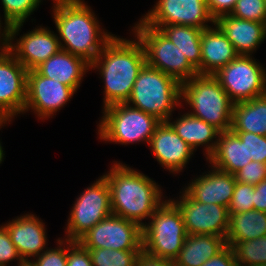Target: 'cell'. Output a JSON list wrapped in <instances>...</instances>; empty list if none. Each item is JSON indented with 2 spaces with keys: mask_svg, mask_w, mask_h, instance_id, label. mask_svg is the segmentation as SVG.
<instances>
[{
  "mask_svg": "<svg viewBox=\"0 0 266 266\" xmlns=\"http://www.w3.org/2000/svg\"><path fill=\"white\" fill-rule=\"evenodd\" d=\"M142 227V251L163 259L174 260L187 237V231L178 207L165 200Z\"/></svg>",
  "mask_w": 266,
  "mask_h": 266,
  "instance_id": "cell-6",
  "label": "cell"
},
{
  "mask_svg": "<svg viewBox=\"0 0 266 266\" xmlns=\"http://www.w3.org/2000/svg\"><path fill=\"white\" fill-rule=\"evenodd\" d=\"M55 4H59V3H65L71 0H53Z\"/></svg>",
  "mask_w": 266,
  "mask_h": 266,
  "instance_id": "cell-46",
  "label": "cell"
},
{
  "mask_svg": "<svg viewBox=\"0 0 266 266\" xmlns=\"http://www.w3.org/2000/svg\"><path fill=\"white\" fill-rule=\"evenodd\" d=\"M181 83L147 64L140 70L127 104L167 122L181 104ZM132 103V104H130ZM134 105V106H133Z\"/></svg>",
  "mask_w": 266,
  "mask_h": 266,
  "instance_id": "cell-4",
  "label": "cell"
},
{
  "mask_svg": "<svg viewBox=\"0 0 266 266\" xmlns=\"http://www.w3.org/2000/svg\"><path fill=\"white\" fill-rule=\"evenodd\" d=\"M254 186L237 182L233 197L228 206V213H242L254 209Z\"/></svg>",
  "mask_w": 266,
  "mask_h": 266,
  "instance_id": "cell-34",
  "label": "cell"
},
{
  "mask_svg": "<svg viewBox=\"0 0 266 266\" xmlns=\"http://www.w3.org/2000/svg\"><path fill=\"white\" fill-rule=\"evenodd\" d=\"M67 266H93L90 252L78 241L68 240Z\"/></svg>",
  "mask_w": 266,
  "mask_h": 266,
  "instance_id": "cell-37",
  "label": "cell"
},
{
  "mask_svg": "<svg viewBox=\"0 0 266 266\" xmlns=\"http://www.w3.org/2000/svg\"><path fill=\"white\" fill-rule=\"evenodd\" d=\"M85 3L71 0L54 4L52 9L61 49L91 64L114 36L102 31L94 12Z\"/></svg>",
  "mask_w": 266,
  "mask_h": 266,
  "instance_id": "cell-3",
  "label": "cell"
},
{
  "mask_svg": "<svg viewBox=\"0 0 266 266\" xmlns=\"http://www.w3.org/2000/svg\"><path fill=\"white\" fill-rule=\"evenodd\" d=\"M210 15L216 20L222 15L231 14L238 0H206Z\"/></svg>",
  "mask_w": 266,
  "mask_h": 266,
  "instance_id": "cell-39",
  "label": "cell"
},
{
  "mask_svg": "<svg viewBox=\"0 0 266 266\" xmlns=\"http://www.w3.org/2000/svg\"><path fill=\"white\" fill-rule=\"evenodd\" d=\"M103 118L98 126L99 138L122 145L143 142L149 144L157 126L161 123L127 103H116L103 108Z\"/></svg>",
  "mask_w": 266,
  "mask_h": 266,
  "instance_id": "cell-7",
  "label": "cell"
},
{
  "mask_svg": "<svg viewBox=\"0 0 266 266\" xmlns=\"http://www.w3.org/2000/svg\"><path fill=\"white\" fill-rule=\"evenodd\" d=\"M180 199H170L180 210L187 234L226 237L229 228L228 208L195 201L185 190Z\"/></svg>",
  "mask_w": 266,
  "mask_h": 266,
  "instance_id": "cell-12",
  "label": "cell"
},
{
  "mask_svg": "<svg viewBox=\"0 0 266 266\" xmlns=\"http://www.w3.org/2000/svg\"><path fill=\"white\" fill-rule=\"evenodd\" d=\"M27 72L9 51L0 52V119L24 113Z\"/></svg>",
  "mask_w": 266,
  "mask_h": 266,
  "instance_id": "cell-15",
  "label": "cell"
},
{
  "mask_svg": "<svg viewBox=\"0 0 266 266\" xmlns=\"http://www.w3.org/2000/svg\"><path fill=\"white\" fill-rule=\"evenodd\" d=\"M159 29L201 75V28L185 25H148Z\"/></svg>",
  "mask_w": 266,
  "mask_h": 266,
  "instance_id": "cell-27",
  "label": "cell"
},
{
  "mask_svg": "<svg viewBox=\"0 0 266 266\" xmlns=\"http://www.w3.org/2000/svg\"><path fill=\"white\" fill-rule=\"evenodd\" d=\"M58 34L48 28L38 26L10 42L9 52L29 71L34 70L60 49Z\"/></svg>",
  "mask_w": 266,
  "mask_h": 266,
  "instance_id": "cell-16",
  "label": "cell"
},
{
  "mask_svg": "<svg viewBox=\"0 0 266 266\" xmlns=\"http://www.w3.org/2000/svg\"><path fill=\"white\" fill-rule=\"evenodd\" d=\"M212 167L235 174L246 161L245 142L231 130L220 132L214 152L207 158Z\"/></svg>",
  "mask_w": 266,
  "mask_h": 266,
  "instance_id": "cell-25",
  "label": "cell"
},
{
  "mask_svg": "<svg viewBox=\"0 0 266 266\" xmlns=\"http://www.w3.org/2000/svg\"><path fill=\"white\" fill-rule=\"evenodd\" d=\"M237 266H259L266 264V236L231 245Z\"/></svg>",
  "mask_w": 266,
  "mask_h": 266,
  "instance_id": "cell-30",
  "label": "cell"
},
{
  "mask_svg": "<svg viewBox=\"0 0 266 266\" xmlns=\"http://www.w3.org/2000/svg\"><path fill=\"white\" fill-rule=\"evenodd\" d=\"M245 142L246 161H257L266 164V136L251 132H234Z\"/></svg>",
  "mask_w": 266,
  "mask_h": 266,
  "instance_id": "cell-33",
  "label": "cell"
},
{
  "mask_svg": "<svg viewBox=\"0 0 266 266\" xmlns=\"http://www.w3.org/2000/svg\"><path fill=\"white\" fill-rule=\"evenodd\" d=\"M103 176L110 188L112 215L143 227L142 220L150 218L164 202L161 188L155 181L120 162H115Z\"/></svg>",
  "mask_w": 266,
  "mask_h": 266,
  "instance_id": "cell-2",
  "label": "cell"
},
{
  "mask_svg": "<svg viewBox=\"0 0 266 266\" xmlns=\"http://www.w3.org/2000/svg\"><path fill=\"white\" fill-rule=\"evenodd\" d=\"M4 11V25H10V42L18 35L23 23L42 0H1Z\"/></svg>",
  "mask_w": 266,
  "mask_h": 266,
  "instance_id": "cell-29",
  "label": "cell"
},
{
  "mask_svg": "<svg viewBox=\"0 0 266 266\" xmlns=\"http://www.w3.org/2000/svg\"><path fill=\"white\" fill-rule=\"evenodd\" d=\"M77 241L86 249L142 250V227L123 217L110 215Z\"/></svg>",
  "mask_w": 266,
  "mask_h": 266,
  "instance_id": "cell-11",
  "label": "cell"
},
{
  "mask_svg": "<svg viewBox=\"0 0 266 266\" xmlns=\"http://www.w3.org/2000/svg\"><path fill=\"white\" fill-rule=\"evenodd\" d=\"M181 97L193 108L191 115L220 132L231 130L234 102L213 75L198 74L181 83Z\"/></svg>",
  "mask_w": 266,
  "mask_h": 266,
  "instance_id": "cell-5",
  "label": "cell"
},
{
  "mask_svg": "<svg viewBox=\"0 0 266 266\" xmlns=\"http://www.w3.org/2000/svg\"><path fill=\"white\" fill-rule=\"evenodd\" d=\"M93 266H137L142 250L87 249Z\"/></svg>",
  "mask_w": 266,
  "mask_h": 266,
  "instance_id": "cell-31",
  "label": "cell"
},
{
  "mask_svg": "<svg viewBox=\"0 0 266 266\" xmlns=\"http://www.w3.org/2000/svg\"><path fill=\"white\" fill-rule=\"evenodd\" d=\"M150 12L141 18L146 25H185L210 28L215 24L206 0H158Z\"/></svg>",
  "mask_w": 266,
  "mask_h": 266,
  "instance_id": "cell-13",
  "label": "cell"
},
{
  "mask_svg": "<svg viewBox=\"0 0 266 266\" xmlns=\"http://www.w3.org/2000/svg\"><path fill=\"white\" fill-rule=\"evenodd\" d=\"M266 236V212L255 209L242 213H229L226 245Z\"/></svg>",
  "mask_w": 266,
  "mask_h": 266,
  "instance_id": "cell-28",
  "label": "cell"
},
{
  "mask_svg": "<svg viewBox=\"0 0 266 266\" xmlns=\"http://www.w3.org/2000/svg\"><path fill=\"white\" fill-rule=\"evenodd\" d=\"M137 266H175L174 261L151 256L144 251L140 253Z\"/></svg>",
  "mask_w": 266,
  "mask_h": 266,
  "instance_id": "cell-42",
  "label": "cell"
},
{
  "mask_svg": "<svg viewBox=\"0 0 266 266\" xmlns=\"http://www.w3.org/2000/svg\"><path fill=\"white\" fill-rule=\"evenodd\" d=\"M254 209L266 212V179L254 186Z\"/></svg>",
  "mask_w": 266,
  "mask_h": 266,
  "instance_id": "cell-41",
  "label": "cell"
},
{
  "mask_svg": "<svg viewBox=\"0 0 266 266\" xmlns=\"http://www.w3.org/2000/svg\"><path fill=\"white\" fill-rule=\"evenodd\" d=\"M75 92L57 80L40 75L35 69L29 70L24 113L31 108L38 118H50L71 100Z\"/></svg>",
  "mask_w": 266,
  "mask_h": 266,
  "instance_id": "cell-14",
  "label": "cell"
},
{
  "mask_svg": "<svg viewBox=\"0 0 266 266\" xmlns=\"http://www.w3.org/2000/svg\"><path fill=\"white\" fill-rule=\"evenodd\" d=\"M132 31L143 45L147 65L159 69L180 83L198 75L182 51L159 29L146 25L140 19Z\"/></svg>",
  "mask_w": 266,
  "mask_h": 266,
  "instance_id": "cell-8",
  "label": "cell"
},
{
  "mask_svg": "<svg viewBox=\"0 0 266 266\" xmlns=\"http://www.w3.org/2000/svg\"><path fill=\"white\" fill-rule=\"evenodd\" d=\"M230 15L266 24L265 0H238Z\"/></svg>",
  "mask_w": 266,
  "mask_h": 266,
  "instance_id": "cell-32",
  "label": "cell"
},
{
  "mask_svg": "<svg viewBox=\"0 0 266 266\" xmlns=\"http://www.w3.org/2000/svg\"><path fill=\"white\" fill-rule=\"evenodd\" d=\"M224 237L206 234H188L178 256L173 260L175 266H201L226 247Z\"/></svg>",
  "mask_w": 266,
  "mask_h": 266,
  "instance_id": "cell-24",
  "label": "cell"
},
{
  "mask_svg": "<svg viewBox=\"0 0 266 266\" xmlns=\"http://www.w3.org/2000/svg\"><path fill=\"white\" fill-rule=\"evenodd\" d=\"M215 24L226 35L239 55H252L266 39V24L222 15Z\"/></svg>",
  "mask_w": 266,
  "mask_h": 266,
  "instance_id": "cell-20",
  "label": "cell"
},
{
  "mask_svg": "<svg viewBox=\"0 0 266 266\" xmlns=\"http://www.w3.org/2000/svg\"><path fill=\"white\" fill-rule=\"evenodd\" d=\"M175 132L194 150L205 147L206 159L214 152L220 131L213 125L206 123L190 113L183 114L177 120L167 121ZM215 139V141H214Z\"/></svg>",
  "mask_w": 266,
  "mask_h": 266,
  "instance_id": "cell-23",
  "label": "cell"
},
{
  "mask_svg": "<svg viewBox=\"0 0 266 266\" xmlns=\"http://www.w3.org/2000/svg\"><path fill=\"white\" fill-rule=\"evenodd\" d=\"M11 120H8V119H1L0 120V128H2V126H4V125H6L5 123H9ZM4 124V125H3ZM4 150H3V148H2V146H1V142H0V164H1V162L3 161V157H4V152H3Z\"/></svg>",
  "mask_w": 266,
  "mask_h": 266,
  "instance_id": "cell-44",
  "label": "cell"
},
{
  "mask_svg": "<svg viewBox=\"0 0 266 266\" xmlns=\"http://www.w3.org/2000/svg\"><path fill=\"white\" fill-rule=\"evenodd\" d=\"M206 175L192 180L184 190L195 200L202 203L229 206L233 197L236 178L234 174L227 173L215 167Z\"/></svg>",
  "mask_w": 266,
  "mask_h": 266,
  "instance_id": "cell-19",
  "label": "cell"
},
{
  "mask_svg": "<svg viewBox=\"0 0 266 266\" xmlns=\"http://www.w3.org/2000/svg\"><path fill=\"white\" fill-rule=\"evenodd\" d=\"M231 131L266 136V94L234 103Z\"/></svg>",
  "mask_w": 266,
  "mask_h": 266,
  "instance_id": "cell-26",
  "label": "cell"
},
{
  "mask_svg": "<svg viewBox=\"0 0 266 266\" xmlns=\"http://www.w3.org/2000/svg\"><path fill=\"white\" fill-rule=\"evenodd\" d=\"M0 266H7L13 260L22 259L12 243L8 231L4 225H0Z\"/></svg>",
  "mask_w": 266,
  "mask_h": 266,
  "instance_id": "cell-38",
  "label": "cell"
},
{
  "mask_svg": "<svg viewBox=\"0 0 266 266\" xmlns=\"http://www.w3.org/2000/svg\"><path fill=\"white\" fill-rule=\"evenodd\" d=\"M148 145L159 164L174 174L186 167L194 152L168 122L157 126Z\"/></svg>",
  "mask_w": 266,
  "mask_h": 266,
  "instance_id": "cell-17",
  "label": "cell"
},
{
  "mask_svg": "<svg viewBox=\"0 0 266 266\" xmlns=\"http://www.w3.org/2000/svg\"><path fill=\"white\" fill-rule=\"evenodd\" d=\"M17 264V266H36L34 260L31 261L29 259H21Z\"/></svg>",
  "mask_w": 266,
  "mask_h": 266,
  "instance_id": "cell-45",
  "label": "cell"
},
{
  "mask_svg": "<svg viewBox=\"0 0 266 266\" xmlns=\"http://www.w3.org/2000/svg\"><path fill=\"white\" fill-rule=\"evenodd\" d=\"M59 245L56 249H46L35 259L36 266H67L68 240H57ZM66 245V246H64Z\"/></svg>",
  "mask_w": 266,
  "mask_h": 266,
  "instance_id": "cell-35",
  "label": "cell"
},
{
  "mask_svg": "<svg viewBox=\"0 0 266 266\" xmlns=\"http://www.w3.org/2000/svg\"><path fill=\"white\" fill-rule=\"evenodd\" d=\"M1 24H3V23H1V20H0V41H1L0 45H2V46H0V51L1 52H8L10 49V29H11V26L5 25L3 33H2L1 27H3V26Z\"/></svg>",
  "mask_w": 266,
  "mask_h": 266,
  "instance_id": "cell-43",
  "label": "cell"
},
{
  "mask_svg": "<svg viewBox=\"0 0 266 266\" xmlns=\"http://www.w3.org/2000/svg\"><path fill=\"white\" fill-rule=\"evenodd\" d=\"M44 224L33 214H24L4 224L22 259L36 258L46 250L48 242Z\"/></svg>",
  "mask_w": 266,
  "mask_h": 266,
  "instance_id": "cell-18",
  "label": "cell"
},
{
  "mask_svg": "<svg viewBox=\"0 0 266 266\" xmlns=\"http://www.w3.org/2000/svg\"><path fill=\"white\" fill-rule=\"evenodd\" d=\"M214 25L202 30L201 75H214L239 55L221 29Z\"/></svg>",
  "mask_w": 266,
  "mask_h": 266,
  "instance_id": "cell-21",
  "label": "cell"
},
{
  "mask_svg": "<svg viewBox=\"0 0 266 266\" xmlns=\"http://www.w3.org/2000/svg\"><path fill=\"white\" fill-rule=\"evenodd\" d=\"M251 55H238L213 76L234 102L266 94V71Z\"/></svg>",
  "mask_w": 266,
  "mask_h": 266,
  "instance_id": "cell-9",
  "label": "cell"
},
{
  "mask_svg": "<svg viewBox=\"0 0 266 266\" xmlns=\"http://www.w3.org/2000/svg\"><path fill=\"white\" fill-rule=\"evenodd\" d=\"M89 69L90 63L84 58L62 49L35 68L40 75L57 80L76 92Z\"/></svg>",
  "mask_w": 266,
  "mask_h": 266,
  "instance_id": "cell-22",
  "label": "cell"
},
{
  "mask_svg": "<svg viewBox=\"0 0 266 266\" xmlns=\"http://www.w3.org/2000/svg\"><path fill=\"white\" fill-rule=\"evenodd\" d=\"M237 182L258 185L266 179V164L257 161H250L235 174Z\"/></svg>",
  "mask_w": 266,
  "mask_h": 266,
  "instance_id": "cell-36",
  "label": "cell"
},
{
  "mask_svg": "<svg viewBox=\"0 0 266 266\" xmlns=\"http://www.w3.org/2000/svg\"><path fill=\"white\" fill-rule=\"evenodd\" d=\"M70 212L64 238L72 241L112 215L110 188L103 175L78 196Z\"/></svg>",
  "mask_w": 266,
  "mask_h": 266,
  "instance_id": "cell-10",
  "label": "cell"
},
{
  "mask_svg": "<svg viewBox=\"0 0 266 266\" xmlns=\"http://www.w3.org/2000/svg\"><path fill=\"white\" fill-rule=\"evenodd\" d=\"M136 39L114 35L90 64V69L98 68L104 81L103 107L126 103L131 96L134 82L146 64L143 45Z\"/></svg>",
  "mask_w": 266,
  "mask_h": 266,
  "instance_id": "cell-1",
  "label": "cell"
},
{
  "mask_svg": "<svg viewBox=\"0 0 266 266\" xmlns=\"http://www.w3.org/2000/svg\"><path fill=\"white\" fill-rule=\"evenodd\" d=\"M201 266H237L232 247L226 246L221 252L208 259Z\"/></svg>",
  "mask_w": 266,
  "mask_h": 266,
  "instance_id": "cell-40",
  "label": "cell"
}]
</instances>
